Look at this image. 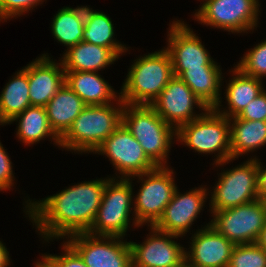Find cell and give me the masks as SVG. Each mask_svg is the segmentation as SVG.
Returning a JSON list of instances; mask_svg holds the SVG:
<instances>
[{
	"instance_id": "11",
	"label": "cell",
	"mask_w": 266,
	"mask_h": 267,
	"mask_svg": "<svg viewBox=\"0 0 266 267\" xmlns=\"http://www.w3.org/2000/svg\"><path fill=\"white\" fill-rule=\"evenodd\" d=\"M67 238L87 267H132L131 247L123 237L77 233Z\"/></svg>"
},
{
	"instance_id": "25",
	"label": "cell",
	"mask_w": 266,
	"mask_h": 267,
	"mask_svg": "<svg viewBox=\"0 0 266 267\" xmlns=\"http://www.w3.org/2000/svg\"><path fill=\"white\" fill-rule=\"evenodd\" d=\"M207 108L220 107L221 69H187L179 76Z\"/></svg>"
},
{
	"instance_id": "26",
	"label": "cell",
	"mask_w": 266,
	"mask_h": 267,
	"mask_svg": "<svg viewBox=\"0 0 266 267\" xmlns=\"http://www.w3.org/2000/svg\"><path fill=\"white\" fill-rule=\"evenodd\" d=\"M0 94V123H8L31 106L29 98L28 74L19 70L6 84Z\"/></svg>"
},
{
	"instance_id": "28",
	"label": "cell",
	"mask_w": 266,
	"mask_h": 267,
	"mask_svg": "<svg viewBox=\"0 0 266 267\" xmlns=\"http://www.w3.org/2000/svg\"><path fill=\"white\" fill-rule=\"evenodd\" d=\"M85 14L86 6H64L58 10L51 22V32L57 42L67 46V49L82 42Z\"/></svg>"
},
{
	"instance_id": "39",
	"label": "cell",
	"mask_w": 266,
	"mask_h": 267,
	"mask_svg": "<svg viewBox=\"0 0 266 267\" xmlns=\"http://www.w3.org/2000/svg\"><path fill=\"white\" fill-rule=\"evenodd\" d=\"M178 267H195L190 265L186 260H184Z\"/></svg>"
},
{
	"instance_id": "16",
	"label": "cell",
	"mask_w": 266,
	"mask_h": 267,
	"mask_svg": "<svg viewBox=\"0 0 266 267\" xmlns=\"http://www.w3.org/2000/svg\"><path fill=\"white\" fill-rule=\"evenodd\" d=\"M206 187L191 189L181 194L176 188L172 200L165 207L153 227L162 232L185 236L200 214L208 195Z\"/></svg>"
},
{
	"instance_id": "34",
	"label": "cell",
	"mask_w": 266,
	"mask_h": 267,
	"mask_svg": "<svg viewBox=\"0 0 266 267\" xmlns=\"http://www.w3.org/2000/svg\"><path fill=\"white\" fill-rule=\"evenodd\" d=\"M12 162L0 142V191L10 190L14 185Z\"/></svg>"
},
{
	"instance_id": "30",
	"label": "cell",
	"mask_w": 266,
	"mask_h": 267,
	"mask_svg": "<svg viewBox=\"0 0 266 267\" xmlns=\"http://www.w3.org/2000/svg\"><path fill=\"white\" fill-rule=\"evenodd\" d=\"M235 66L246 75L260 79L266 77V40L251 48Z\"/></svg>"
},
{
	"instance_id": "17",
	"label": "cell",
	"mask_w": 266,
	"mask_h": 267,
	"mask_svg": "<svg viewBox=\"0 0 266 267\" xmlns=\"http://www.w3.org/2000/svg\"><path fill=\"white\" fill-rule=\"evenodd\" d=\"M190 239V250H185V260L195 267H227L235 247L210 223L198 229Z\"/></svg>"
},
{
	"instance_id": "10",
	"label": "cell",
	"mask_w": 266,
	"mask_h": 267,
	"mask_svg": "<svg viewBox=\"0 0 266 267\" xmlns=\"http://www.w3.org/2000/svg\"><path fill=\"white\" fill-rule=\"evenodd\" d=\"M211 214L210 224L233 244L256 243L266 223V203L257 199Z\"/></svg>"
},
{
	"instance_id": "23",
	"label": "cell",
	"mask_w": 266,
	"mask_h": 267,
	"mask_svg": "<svg viewBox=\"0 0 266 267\" xmlns=\"http://www.w3.org/2000/svg\"><path fill=\"white\" fill-rule=\"evenodd\" d=\"M229 121L232 159L266 145V121L243 120L237 116Z\"/></svg>"
},
{
	"instance_id": "4",
	"label": "cell",
	"mask_w": 266,
	"mask_h": 267,
	"mask_svg": "<svg viewBox=\"0 0 266 267\" xmlns=\"http://www.w3.org/2000/svg\"><path fill=\"white\" fill-rule=\"evenodd\" d=\"M122 124L138 140L156 166H167L176 129L166 123L150 105H124Z\"/></svg>"
},
{
	"instance_id": "20",
	"label": "cell",
	"mask_w": 266,
	"mask_h": 267,
	"mask_svg": "<svg viewBox=\"0 0 266 267\" xmlns=\"http://www.w3.org/2000/svg\"><path fill=\"white\" fill-rule=\"evenodd\" d=\"M65 51L60 60L64 71L98 72L119 59L111 49L85 41Z\"/></svg>"
},
{
	"instance_id": "32",
	"label": "cell",
	"mask_w": 266,
	"mask_h": 267,
	"mask_svg": "<svg viewBox=\"0 0 266 267\" xmlns=\"http://www.w3.org/2000/svg\"><path fill=\"white\" fill-rule=\"evenodd\" d=\"M62 247L64 250L62 255L45 254L44 256L55 267H87L80 255L67 242H64Z\"/></svg>"
},
{
	"instance_id": "29",
	"label": "cell",
	"mask_w": 266,
	"mask_h": 267,
	"mask_svg": "<svg viewBox=\"0 0 266 267\" xmlns=\"http://www.w3.org/2000/svg\"><path fill=\"white\" fill-rule=\"evenodd\" d=\"M227 267H266V251L257 243L235 245Z\"/></svg>"
},
{
	"instance_id": "5",
	"label": "cell",
	"mask_w": 266,
	"mask_h": 267,
	"mask_svg": "<svg viewBox=\"0 0 266 267\" xmlns=\"http://www.w3.org/2000/svg\"><path fill=\"white\" fill-rule=\"evenodd\" d=\"M176 139L201 154L217 152L216 166L235 160L231 158L229 118L214 108H208L197 119L181 125L176 130Z\"/></svg>"
},
{
	"instance_id": "38",
	"label": "cell",
	"mask_w": 266,
	"mask_h": 267,
	"mask_svg": "<svg viewBox=\"0 0 266 267\" xmlns=\"http://www.w3.org/2000/svg\"><path fill=\"white\" fill-rule=\"evenodd\" d=\"M42 260L35 262V267H55L44 255H42Z\"/></svg>"
},
{
	"instance_id": "36",
	"label": "cell",
	"mask_w": 266,
	"mask_h": 267,
	"mask_svg": "<svg viewBox=\"0 0 266 267\" xmlns=\"http://www.w3.org/2000/svg\"><path fill=\"white\" fill-rule=\"evenodd\" d=\"M9 252L6 246L0 241V267L10 266Z\"/></svg>"
},
{
	"instance_id": "31",
	"label": "cell",
	"mask_w": 266,
	"mask_h": 267,
	"mask_svg": "<svg viewBox=\"0 0 266 267\" xmlns=\"http://www.w3.org/2000/svg\"><path fill=\"white\" fill-rule=\"evenodd\" d=\"M42 2L44 0H0V19L4 22L10 18L20 17Z\"/></svg>"
},
{
	"instance_id": "1",
	"label": "cell",
	"mask_w": 266,
	"mask_h": 267,
	"mask_svg": "<svg viewBox=\"0 0 266 267\" xmlns=\"http://www.w3.org/2000/svg\"><path fill=\"white\" fill-rule=\"evenodd\" d=\"M110 179L85 181L38 202L29 199L25 202L26 214L47 242L52 238L67 239L73 234L87 233L95 221L104 188Z\"/></svg>"
},
{
	"instance_id": "3",
	"label": "cell",
	"mask_w": 266,
	"mask_h": 267,
	"mask_svg": "<svg viewBox=\"0 0 266 267\" xmlns=\"http://www.w3.org/2000/svg\"><path fill=\"white\" fill-rule=\"evenodd\" d=\"M173 77L171 57L164 48L134 60L118 94L126 104L151 105Z\"/></svg>"
},
{
	"instance_id": "21",
	"label": "cell",
	"mask_w": 266,
	"mask_h": 267,
	"mask_svg": "<svg viewBox=\"0 0 266 267\" xmlns=\"http://www.w3.org/2000/svg\"><path fill=\"white\" fill-rule=\"evenodd\" d=\"M86 106L65 83L45 106L51 129L61 138Z\"/></svg>"
},
{
	"instance_id": "8",
	"label": "cell",
	"mask_w": 266,
	"mask_h": 267,
	"mask_svg": "<svg viewBox=\"0 0 266 267\" xmlns=\"http://www.w3.org/2000/svg\"><path fill=\"white\" fill-rule=\"evenodd\" d=\"M211 192L210 212L225 210L258 199L257 158L219 174Z\"/></svg>"
},
{
	"instance_id": "13",
	"label": "cell",
	"mask_w": 266,
	"mask_h": 267,
	"mask_svg": "<svg viewBox=\"0 0 266 267\" xmlns=\"http://www.w3.org/2000/svg\"><path fill=\"white\" fill-rule=\"evenodd\" d=\"M165 48L172 61L174 76L187 69H220L205 46L184 21H173L168 32Z\"/></svg>"
},
{
	"instance_id": "15",
	"label": "cell",
	"mask_w": 266,
	"mask_h": 267,
	"mask_svg": "<svg viewBox=\"0 0 266 267\" xmlns=\"http://www.w3.org/2000/svg\"><path fill=\"white\" fill-rule=\"evenodd\" d=\"M151 235L138 244L129 241L132 267H178L185 260V249L173 238L182 237L150 226Z\"/></svg>"
},
{
	"instance_id": "37",
	"label": "cell",
	"mask_w": 266,
	"mask_h": 267,
	"mask_svg": "<svg viewBox=\"0 0 266 267\" xmlns=\"http://www.w3.org/2000/svg\"><path fill=\"white\" fill-rule=\"evenodd\" d=\"M256 243L266 251V223L264 228L261 230Z\"/></svg>"
},
{
	"instance_id": "9",
	"label": "cell",
	"mask_w": 266,
	"mask_h": 267,
	"mask_svg": "<svg viewBox=\"0 0 266 267\" xmlns=\"http://www.w3.org/2000/svg\"><path fill=\"white\" fill-rule=\"evenodd\" d=\"M259 0H203L194 16L199 23L234 33H248L258 25Z\"/></svg>"
},
{
	"instance_id": "2",
	"label": "cell",
	"mask_w": 266,
	"mask_h": 267,
	"mask_svg": "<svg viewBox=\"0 0 266 267\" xmlns=\"http://www.w3.org/2000/svg\"><path fill=\"white\" fill-rule=\"evenodd\" d=\"M107 105H87L60 138V147L74 152H95L122 123L125 103L118 99Z\"/></svg>"
},
{
	"instance_id": "35",
	"label": "cell",
	"mask_w": 266,
	"mask_h": 267,
	"mask_svg": "<svg viewBox=\"0 0 266 267\" xmlns=\"http://www.w3.org/2000/svg\"><path fill=\"white\" fill-rule=\"evenodd\" d=\"M258 199L266 203V168L257 159Z\"/></svg>"
},
{
	"instance_id": "33",
	"label": "cell",
	"mask_w": 266,
	"mask_h": 267,
	"mask_svg": "<svg viewBox=\"0 0 266 267\" xmlns=\"http://www.w3.org/2000/svg\"><path fill=\"white\" fill-rule=\"evenodd\" d=\"M237 117L243 120L266 121V91L263 90L250 101Z\"/></svg>"
},
{
	"instance_id": "6",
	"label": "cell",
	"mask_w": 266,
	"mask_h": 267,
	"mask_svg": "<svg viewBox=\"0 0 266 267\" xmlns=\"http://www.w3.org/2000/svg\"><path fill=\"white\" fill-rule=\"evenodd\" d=\"M131 180L132 178L118 180L113 177L106 183L95 221L87 233L124 238L130 220H133L134 226L140 227L135 218L130 219L135 197Z\"/></svg>"
},
{
	"instance_id": "14",
	"label": "cell",
	"mask_w": 266,
	"mask_h": 267,
	"mask_svg": "<svg viewBox=\"0 0 266 267\" xmlns=\"http://www.w3.org/2000/svg\"><path fill=\"white\" fill-rule=\"evenodd\" d=\"M206 111L208 108L179 77L174 76L150 105L157 114L176 130L183 124L197 119L194 106Z\"/></svg>"
},
{
	"instance_id": "18",
	"label": "cell",
	"mask_w": 266,
	"mask_h": 267,
	"mask_svg": "<svg viewBox=\"0 0 266 267\" xmlns=\"http://www.w3.org/2000/svg\"><path fill=\"white\" fill-rule=\"evenodd\" d=\"M23 70L28 74L31 106L45 107L65 84V71L61 61L56 63L49 55L42 54L23 67Z\"/></svg>"
},
{
	"instance_id": "27",
	"label": "cell",
	"mask_w": 266,
	"mask_h": 267,
	"mask_svg": "<svg viewBox=\"0 0 266 267\" xmlns=\"http://www.w3.org/2000/svg\"><path fill=\"white\" fill-rule=\"evenodd\" d=\"M114 27L111 18L104 12L94 11L86 6L84 20V31L82 41L107 47L111 49L118 57L126 50V45L117 42L114 39ZM125 46V47H124Z\"/></svg>"
},
{
	"instance_id": "7",
	"label": "cell",
	"mask_w": 266,
	"mask_h": 267,
	"mask_svg": "<svg viewBox=\"0 0 266 267\" xmlns=\"http://www.w3.org/2000/svg\"><path fill=\"white\" fill-rule=\"evenodd\" d=\"M173 173V169L168 166H157L151 171L135 175L142 181L132 212L139 226L146 223H149L147 226H153L172 200L177 188Z\"/></svg>"
},
{
	"instance_id": "19",
	"label": "cell",
	"mask_w": 266,
	"mask_h": 267,
	"mask_svg": "<svg viewBox=\"0 0 266 267\" xmlns=\"http://www.w3.org/2000/svg\"><path fill=\"white\" fill-rule=\"evenodd\" d=\"M65 83L86 105H107L120 98L98 72L65 71Z\"/></svg>"
},
{
	"instance_id": "12",
	"label": "cell",
	"mask_w": 266,
	"mask_h": 267,
	"mask_svg": "<svg viewBox=\"0 0 266 267\" xmlns=\"http://www.w3.org/2000/svg\"><path fill=\"white\" fill-rule=\"evenodd\" d=\"M95 154L106 155L119 171V178H135V175L153 170L157 166L147 157L136 138L121 125L96 149Z\"/></svg>"
},
{
	"instance_id": "24",
	"label": "cell",
	"mask_w": 266,
	"mask_h": 267,
	"mask_svg": "<svg viewBox=\"0 0 266 267\" xmlns=\"http://www.w3.org/2000/svg\"><path fill=\"white\" fill-rule=\"evenodd\" d=\"M19 120V121H18ZM18 121L16 136L24 144L40 142L45 137L53 139L54 144L60 147V138L51 129L46 108L43 106H29L22 113L14 117L8 124Z\"/></svg>"
},
{
	"instance_id": "22",
	"label": "cell",
	"mask_w": 266,
	"mask_h": 267,
	"mask_svg": "<svg viewBox=\"0 0 266 267\" xmlns=\"http://www.w3.org/2000/svg\"><path fill=\"white\" fill-rule=\"evenodd\" d=\"M234 67V70L230 71L233 73V77L227 83L228 86L225 90L228 109L220 111L221 108H214L218 113L229 119L238 116L247 104L264 90L263 79L246 75L239 68Z\"/></svg>"
}]
</instances>
